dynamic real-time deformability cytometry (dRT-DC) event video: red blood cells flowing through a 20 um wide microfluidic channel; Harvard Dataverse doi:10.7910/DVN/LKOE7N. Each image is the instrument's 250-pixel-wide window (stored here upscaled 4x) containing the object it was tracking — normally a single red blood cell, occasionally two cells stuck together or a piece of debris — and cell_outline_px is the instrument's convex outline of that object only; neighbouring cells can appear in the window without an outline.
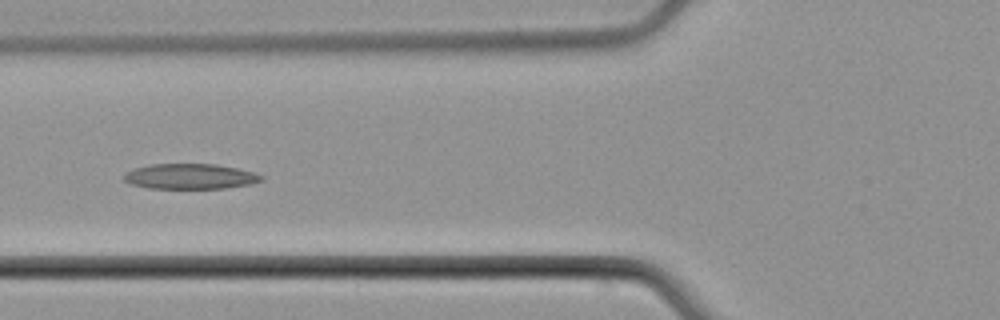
{"species": "common noctule bat (a hibernating species)", "species_latin": "Nyctalus noctula", "temperature_condition": "cold", "stored_images_in_passage": 7, "camera_frame_rate_fps": 3000, "um_per_image_px": 0.085, "animal": {"sex": "male", "body_mass_g": 21.5, "forearm_length_mm": 52.0}, "frame": {"image": 1, "passage_image": 6, "time_ms": 6.333, "image_size_px": [1000, 320], "cell_outline_px": [[264, 180], [252, 184], [224, 188], [148, 188], [132, 184], [124, 180], [124, 176], [128, 172], [136, 168], [152, 164], [216, 164], [236, 168], [252, 172], [264, 176]], "centroid_in_image_um": [16.21, 15.0], "position_along_channel_um": 109.6, "area_um2": 20.06}}
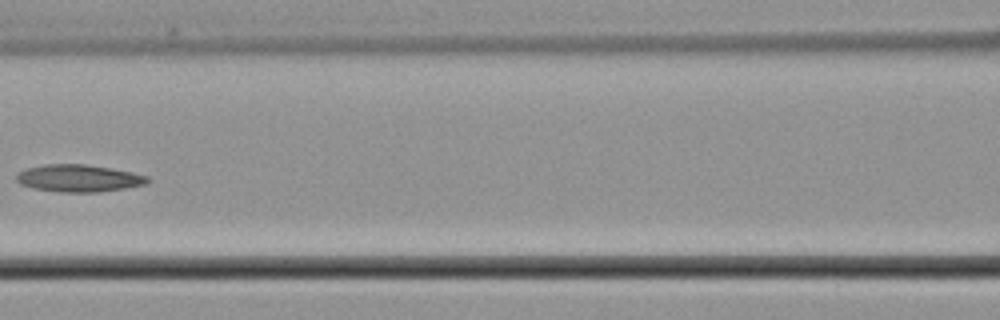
{"frame": {"image": 2, "passage_image": 7, "time_ms": 7.667, "image_size_px": [1000, 320], "cell_outline_px": [[152, 180], [148, 184], [124, 188], [96, 192], [60, 192], [32, 188], [20, 184], [16, 180], [16, 176], [20, 172], [28, 168], [44, 164], [84, 164], [112, 168], [132, 172], [148, 176]], "centroid_in_image_um": [6.72, 15.15], "position_along_channel_um": 159.9, "area_um2": 20.87}}